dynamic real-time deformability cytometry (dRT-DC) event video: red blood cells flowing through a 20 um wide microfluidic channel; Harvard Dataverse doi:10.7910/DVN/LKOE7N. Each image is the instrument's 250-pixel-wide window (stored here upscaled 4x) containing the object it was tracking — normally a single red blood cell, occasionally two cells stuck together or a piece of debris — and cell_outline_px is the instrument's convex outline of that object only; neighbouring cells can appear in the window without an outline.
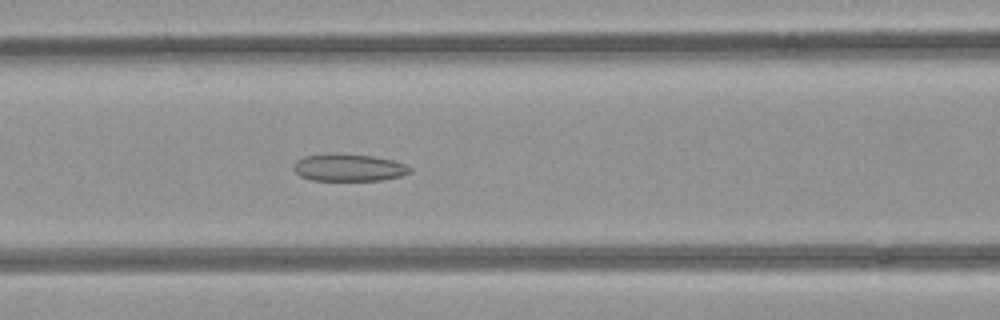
{"species": "common noctule bat (a hibernating species)", "species_latin": "Nyctalus noctula", "temperature_condition": "room temperature", "stored_images_in_passage": 42, "camera_frame_rate_fps": 3000, "um_per_image_px": 0.085, "animal": {"sex": "female", "body_mass_g": 21.9}, "frame": {"image": 1, "passage_image": 11, "time_ms": 3.333, "image_size_px": [1000, 320], "cell_outline_px": [[412, 172], [400, 176], [380, 180], [312, 180], [300, 176], [292, 168], [296, 160], [304, 156], [372, 156], [392, 160], [404, 164], [412, 168]], "centroid_in_image_um": [29.67, 14.29], "position_along_channel_um": 136.9, "area_um2": 17.63}}
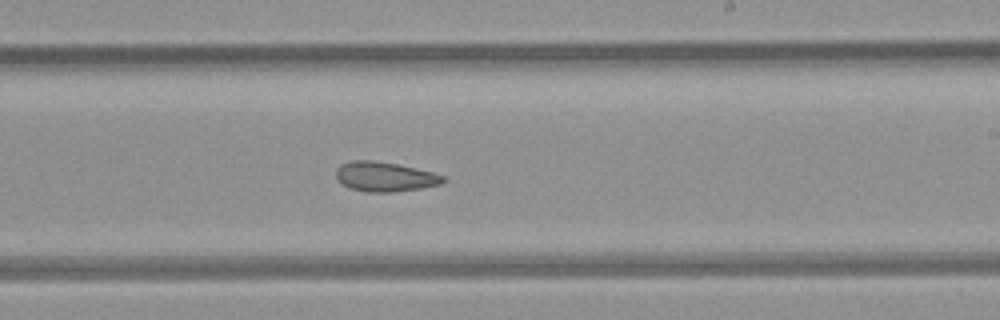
{"frame": {"image": 2, "passage_image": 20, "time_ms": 6.333, "image_size_px": [1000, 320], "cell_outline_px": [[448, 180], [440, 184], [420, 188], [392, 192], [368, 192], [352, 188], [336, 180], [336, 168], [340, 164], [352, 160], [376, 160], [416, 168], [432, 172], [444, 176]], "centroid_in_image_um": [32.7, 15.0], "position_along_channel_um": 256.3, "area_um2": 18.5}}
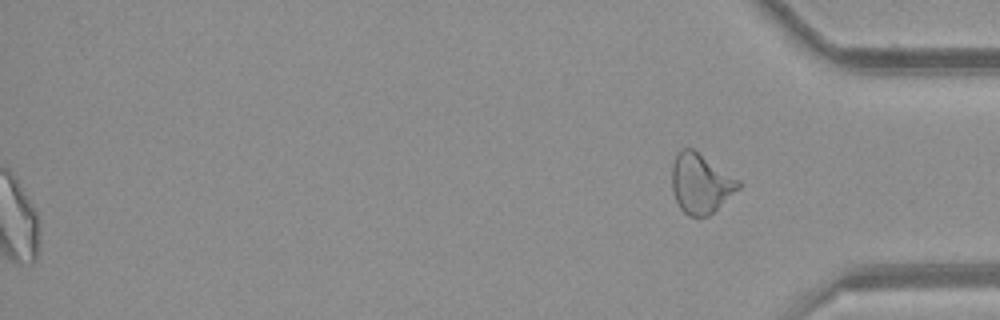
{"frame": {"image": 3, "passage_image": 42, "time_ms": 13.667, "image_size_px": [1000, 320], "cell_outline_px": [[744, 184], [740, 188], [708, 216], [688, 216], [680, 208], [676, 200], [672, 188], [672, 164], [676, 152], [680, 148], [692, 148], [740, 180]], "centroid_in_image_um": [59.55, 15.57], "position_along_channel_um": 375.6, "area_um2": 23.18}}